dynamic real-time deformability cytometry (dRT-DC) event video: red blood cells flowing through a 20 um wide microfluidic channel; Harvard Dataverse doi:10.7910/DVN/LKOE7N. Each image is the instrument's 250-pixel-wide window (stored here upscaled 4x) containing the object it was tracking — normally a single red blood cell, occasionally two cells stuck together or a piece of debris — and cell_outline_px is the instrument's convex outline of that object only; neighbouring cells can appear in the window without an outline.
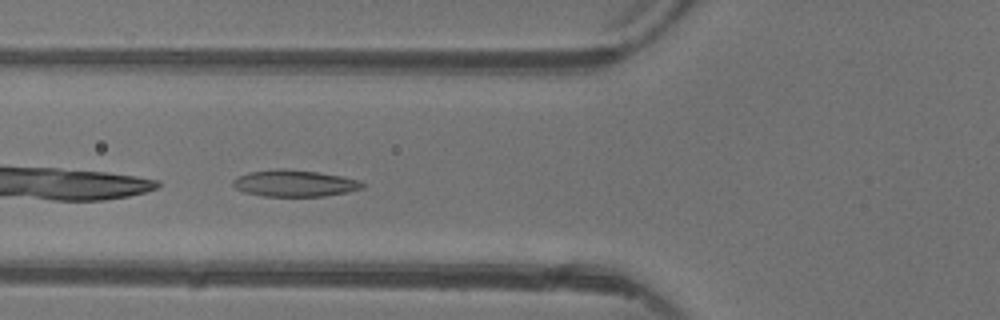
{"species": "common noctule bat (a hibernating species)", "species_latin": "Nyctalus noctula", "temperature_condition": "warm", "stored_images_in_passage": 5, "camera_frame_rate_fps": 3000, "um_per_image_px": 0.085, "animal": {"sex": "female"}, "frame": {"image": 1, "passage_image": 4, "time_ms": 4.333, "image_size_px": [1000, 320], "cell_outline_px": [[364, 188], [348, 192], [324, 196], [264, 196], [244, 192], [236, 188], [232, 184], [232, 180], [236, 176], [248, 172], [276, 168], [280, 168], [320, 172], [360, 180], [364, 184]], "centroid_in_image_um": [25.02, 15.57], "position_along_channel_um": 100.8, "area_um2": 20.23}}
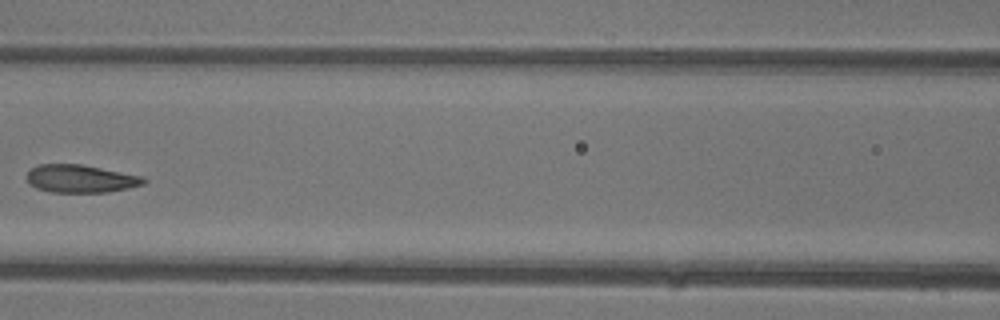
{"frame": {"image": 2, "passage_image": 5, "time_ms": 5.667, "image_size_px": [1000, 320], "cell_outline_px": [[148, 180], [144, 184], [128, 188], [108, 192], [52, 192], [36, 188], [28, 184], [24, 176], [32, 168], [40, 164], [80, 164], [144, 176]], "centroid_in_image_um": [6.84, 15.19], "position_along_channel_um": 159.8, "area_um2": 19.13}}